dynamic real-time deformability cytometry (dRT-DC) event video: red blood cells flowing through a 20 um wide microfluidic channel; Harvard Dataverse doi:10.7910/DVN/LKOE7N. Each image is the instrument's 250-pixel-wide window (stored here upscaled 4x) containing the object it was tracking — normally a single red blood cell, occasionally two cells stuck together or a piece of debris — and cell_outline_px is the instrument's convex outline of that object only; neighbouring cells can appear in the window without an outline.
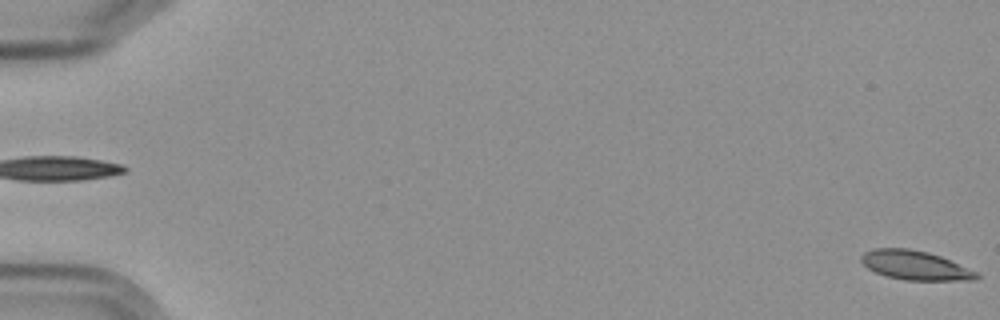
{"species": "Egyptian fruit bat (a non-hibernating species)", "species_latin": "Rousettus aegyptiacus", "temperature_condition": "cold", "stored_images_in_passage": 6, "camera_frame_rate_fps": 3000, "um_per_image_px": 0.085, "frame": {"image": 1, "passage_image": 6, "time_ms": 6.667, "image_size_px": [1000, 320], "cell_outline_px": [[980, 276], [976, 280], [904, 280], [888, 276], [876, 272], [868, 268], [860, 260], [860, 256], [864, 252], [876, 248], [908, 248], [928, 252], [940, 256], [980, 272]], "centroid_in_image_um": [77.83, 22.55], "position_along_channel_um": 7.2, "area_um2": 19.65}}